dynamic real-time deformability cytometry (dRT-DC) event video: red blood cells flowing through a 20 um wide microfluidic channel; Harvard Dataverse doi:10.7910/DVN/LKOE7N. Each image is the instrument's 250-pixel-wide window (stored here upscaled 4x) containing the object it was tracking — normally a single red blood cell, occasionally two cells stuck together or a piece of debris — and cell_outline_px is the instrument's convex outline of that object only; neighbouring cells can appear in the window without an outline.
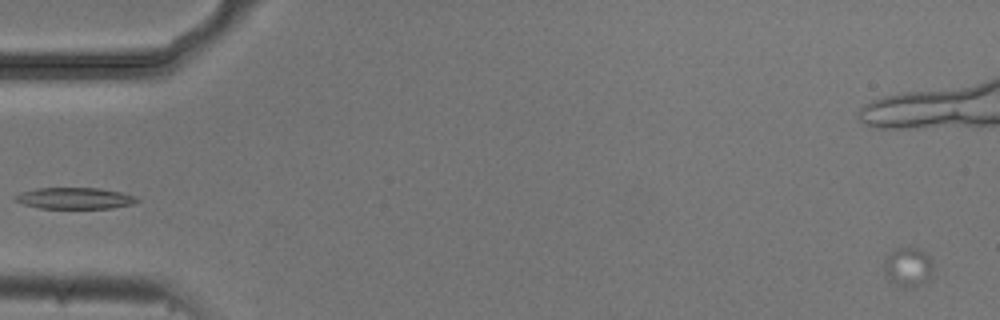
{"species": "common noctule bat (a hibernating species)", "species_latin": "Nyctalus noctula", "temperature_condition": "cold", "stored_images_in_passage": 4, "camera_frame_rate_fps": 3000, "um_per_image_px": 0.085, "animal": {"sex": "male", "body_mass_g": 20.5, "forearm_length_mm": 52.5}, "frame": {"image": 1, "passage_image": 4, "time_ms": 1.0, "image_size_px": [1000, 320], "cell_outline_px": [[932, 276], [916, 288], [908, 288], [896, 284], [884, 272], [884, 268], [892, 252], [896, 248], [916, 248], [924, 252], [928, 256], [932, 264]], "centroid_in_image_um": [77.24, 22.73], "position_along_channel_um": 7.8, "area_um2": 10.75}}